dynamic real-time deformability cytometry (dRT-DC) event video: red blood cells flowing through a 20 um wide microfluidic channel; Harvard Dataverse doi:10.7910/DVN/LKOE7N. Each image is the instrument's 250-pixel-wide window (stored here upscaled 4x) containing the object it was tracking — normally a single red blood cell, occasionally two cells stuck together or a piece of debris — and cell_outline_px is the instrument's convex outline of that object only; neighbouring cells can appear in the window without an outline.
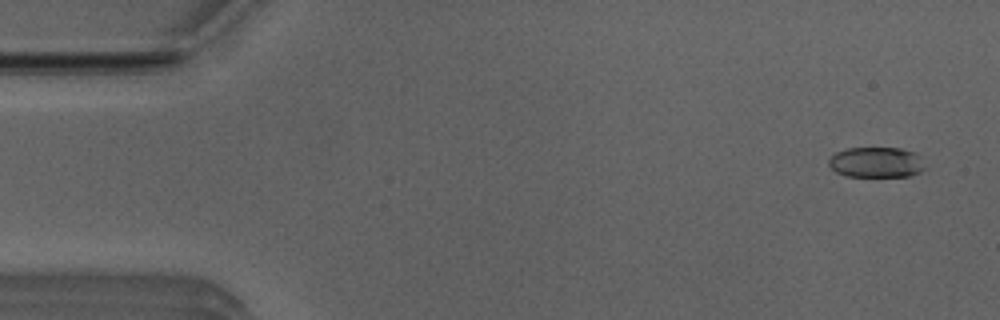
{"species": "Egyptian fruit bat (a non-hibernating species)", "species_latin": "Rousettus aegyptiacus", "temperature_condition": "room temperature", "stored_images_in_passage": 15, "camera_frame_rate_fps": 3000, "um_per_image_px": 0.085, "animal": {"sex": "male"}, "frame": {"image": 1, "passage_image": 3, "time_ms": 0.667, "image_size_px": [1000, 320], "cell_outline_px": [[924, 168], [920, 172], [908, 176], [844, 176], [836, 172], [828, 164], [828, 160], [836, 152], [848, 148], [900, 148], [916, 152], [920, 156]], "centroid_in_image_um": [74.47, 13.79], "position_along_channel_um": 10.5, "area_um2": 17.05}}
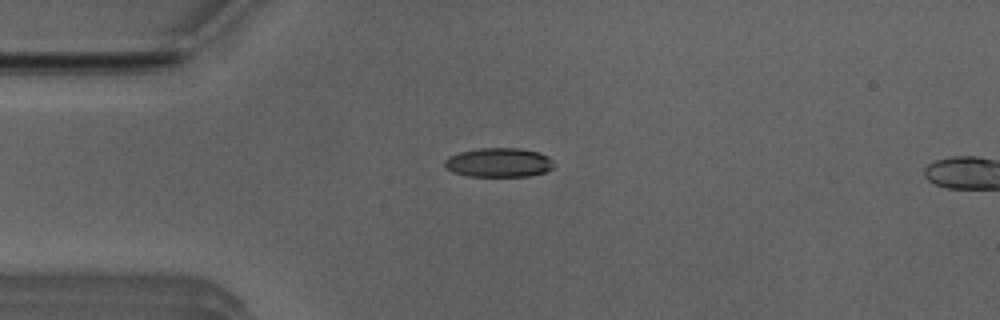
{"frame": {"image": 2, "passage_image": 13, "time_ms": 4.0, "image_size_px": [1000, 320], "cell_outline_px": [[552, 168], [544, 172], [528, 176], [468, 176], [452, 172], [444, 164], [444, 160], [448, 156], [460, 152], [480, 148], [520, 148], [540, 152], [548, 156], [552, 160]], "centroid_in_image_um": [42.38, 13.81], "position_along_channel_um": 42.6, "area_um2": 18.55}}